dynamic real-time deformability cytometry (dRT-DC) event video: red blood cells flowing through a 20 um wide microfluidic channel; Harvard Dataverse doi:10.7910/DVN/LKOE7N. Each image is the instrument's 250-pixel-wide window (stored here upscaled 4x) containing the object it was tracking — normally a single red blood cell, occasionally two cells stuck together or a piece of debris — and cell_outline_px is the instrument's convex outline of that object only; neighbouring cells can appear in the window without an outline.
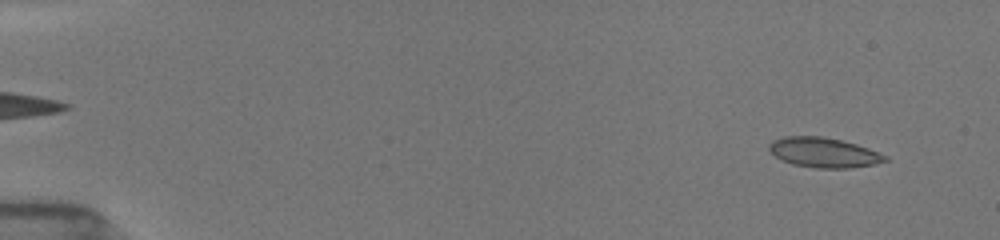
{"species": "common noctule bat (a hibernating species)", "species_latin": "Nyctalus noctula", "temperature_condition": "room temperature", "stored_images_in_passage": 53, "camera_frame_rate_fps": 3000, "um_per_image_px": 0.085, "animal": {"sex": "female", "body_mass_g": 19.5, "forearm_length_mm": 54.1}, "frame": {"image": 1, "passage_image": 4, "time_ms": 1.0, "image_size_px": [1000, 240], "cell_outline_px": [[888, 160], [872, 164], [848, 168], [816, 168], [792, 164], [776, 156], [768, 148], [772, 140], [784, 136], [820, 136], [840, 140], [856, 144], [868, 148], [888, 156]], "centroid_in_image_um": [70.01, 12.96], "position_along_channel_um": 15.0, "area_um2": 19.94}}
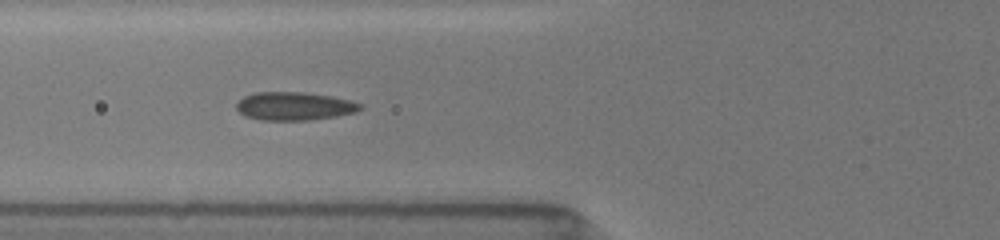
{"frame": {"image": 2, "passage_image": 21, "time_ms": 6.667, "image_size_px": [1000, 240], "cell_outline_px": [[364, 108], [356, 112], [336, 116], [308, 120], [260, 120], [244, 116], [236, 108], [236, 104], [244, 96], [256, 92], [304, 92], [332, 96], [348, 100], [360, 104]], "centroid_in_image_um": [25.0, 9.02], "position_along_channel_um": 100.8, "area_um2": 20.35}}
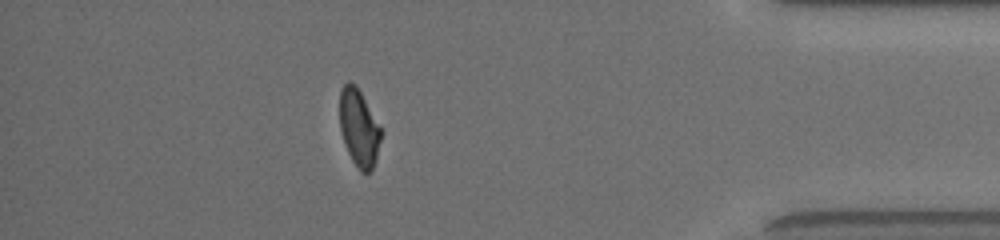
{"frame": {"image": 3, "passage_image": 47, "time_ms": 15.333, "image_size_px": [1000, 240], "cell_outline_px": [[380, 140], [376, 156], [372, 168], [368, 172], [360, 172], [352, 160], [348, 152], [340, 128], [340, 88], [348, 80], [356, 84], [380, 128]], "centroid_in_image_um": [30.47, 10.83], "position_along_channel_um": 404.7, "area_um2": 18.03}, "authors_computed_cell_mechanics": {"area_um2": 19.8832, "velocity_mm_per_s": 3.912, "shape_relaxation_time_tau1_ms": 5.955, "shape_relaxation_time_tau2_ms": 1.6547, "deformation_change_tau1": 0.1348, "deformation_change_tau2": 0.0494}}